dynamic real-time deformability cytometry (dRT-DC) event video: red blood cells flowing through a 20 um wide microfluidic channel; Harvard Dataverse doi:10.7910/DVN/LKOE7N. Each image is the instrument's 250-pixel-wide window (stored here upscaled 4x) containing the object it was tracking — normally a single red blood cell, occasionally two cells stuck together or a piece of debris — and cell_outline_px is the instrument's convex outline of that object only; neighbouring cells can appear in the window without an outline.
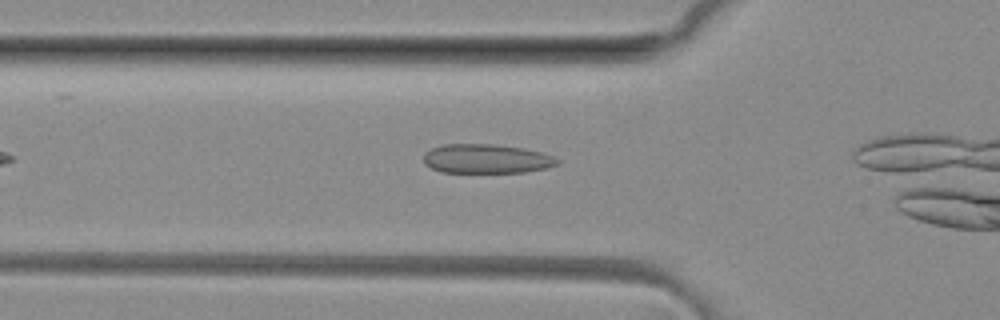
{"species": "common noctule bat (a hibernating species)", "species_latin": "Nyctalus noctula", "temperature_condition": "room temperature", "stored_images_in_passage": 10, "camera_frame_rate_fps": 3000, "um_per_image_px": 0.085, "animal": {"sex": "female", "body_mass_g": 29.2, "forearm_length_mm": 56.3}, "frame": {"image": 1, "passage_image": 6, "time_ms": 1.667, "image_size_px": [1000, 320], "cell_outline_px": [[560, 164], [548, 168], [524, 172], [440, 172], [424, 164], [424, 152], [440, 144], [496, 144], [524, 148], [540, 152], [552, 156], [560, 160]], "centroid_in_image_um": [41.35, 13.49], "position_along_channel_um": 84.5, "area_um2": 22.95}}
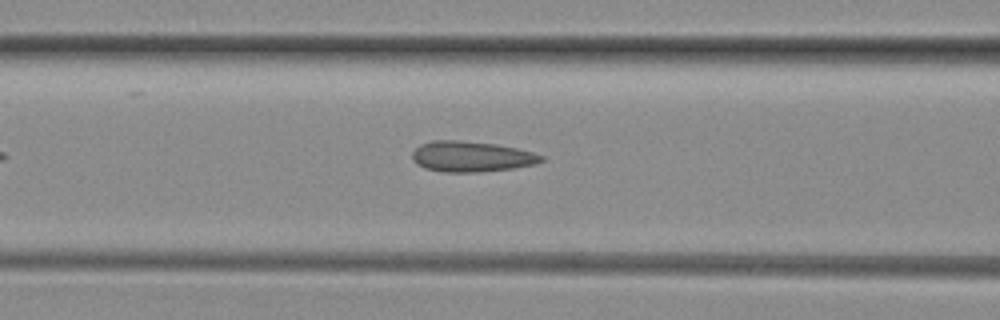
{"frame": {"image": 2, "passage_image": 9, "time_ms": 2.667, "image_size_px": [1000, 320], "cell_outline_px": [[544, 160], [536, 164], [512, 168], [476, 172], [440, 172], [424, 168], [416, 164], [412, 160], [412, 152], [420, 144], [432, 140], [456, 140], [496, 144], [516, 148], [532, 152], [544, 156]], "centroid_in_image_um": [40.03, 13.31], "position_along_channel_um": 126.6, "area_um2": 23.06}}